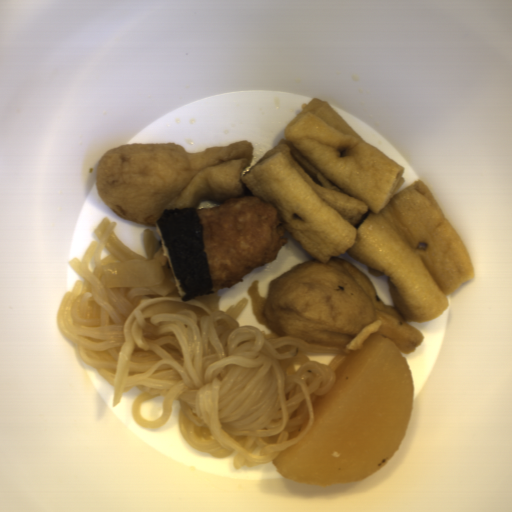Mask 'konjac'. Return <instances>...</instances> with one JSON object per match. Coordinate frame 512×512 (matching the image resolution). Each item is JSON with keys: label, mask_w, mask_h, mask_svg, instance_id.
<instances>
[{"label": "konjac", "mask_w": 512, "mask_h": 512, "mask_svg": "<svg viewBox=\"0 0 512 512\" xmlns=\"http://www.w3.org/2000/svg\"><path fill=\"white\" fill-rule=\"evenodd\" d=\"M116 227L103 217L93 230L99 242L68 262L84 280L65 292L56 315L60 334L113 387V408L137 387L131 416L156 429L178 400L185 441L214 459L237 453V470L273 462L303 439L315 422L312 403L331 390L336 369L310 360L300 338L240 326L247 297L227 311L219 310L218 292L183 300L154 232L141 230L144 256L118 238ZM134 259L159 262L163 282L105 289L101 266Z\"/></svg>", "instance_id": "31207f19"}]
</instances>
